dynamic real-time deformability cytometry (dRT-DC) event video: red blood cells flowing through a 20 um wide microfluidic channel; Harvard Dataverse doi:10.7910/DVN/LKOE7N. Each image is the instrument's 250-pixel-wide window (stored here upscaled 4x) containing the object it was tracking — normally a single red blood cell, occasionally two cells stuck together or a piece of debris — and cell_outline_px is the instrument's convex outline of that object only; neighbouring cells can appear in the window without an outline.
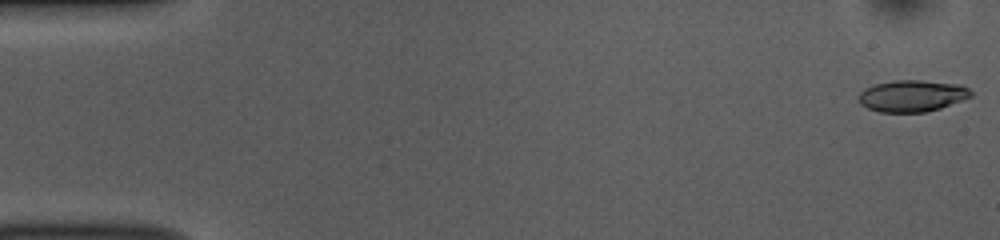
{"species": "common noctule bat (a hibernating species)", "species_latin": "Nyctalus noctula", "temperature_condition": "room temperature", "stored_images_in_passage": 52, "camera_frame_rate_fps": 3000, "um_per_image_px": 0.085, "animal": {"sex": "female", "body_mass_g": 10.0, "forearm_length_mm": 53.1}, "frame": {"image": 1, "passage_image": 1, "time_ms": 0.0, "image_size_px": [1000, 240], "cell_outline_px": [[972, 96], [940, 108], [924, 112], [880, 112], [868, 108], [860, 104], [860, 92], [864, 88], [876, 84], [892, 80], [920, 80], [960, 84], [968, 88], [972, 92]], "centroid_in_image_um": [77.53, 8.14], "position_along_channel_um": 7.5, "area_um2": 20.58}}
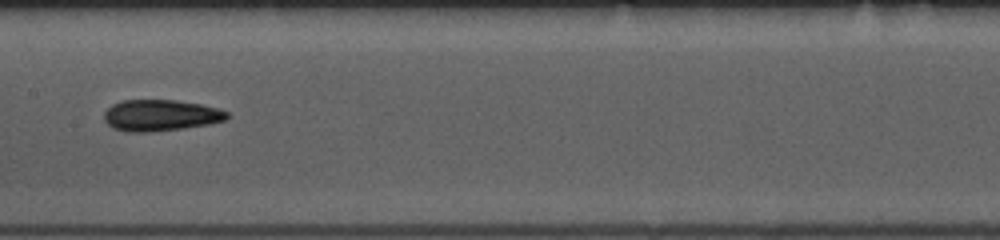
{"frame": {"image": 2, "passage_image": 26, "time_ms": 8.333, "image_size_px": [1000, 240], "cell_outline_px": [[228, 116], [224, 120], [208, 124], [184, 128], [148, 132], [124, 132], [112, 128], [104, 120], [104, 112], [112, 104], [120, 100], [176, 100], [200, 104], [220, 108], [228, 112]], "centroid_in_image_um": [13.61, 9.8], "position_along_channel_um": 193.8, "area_um2": 22.54}}
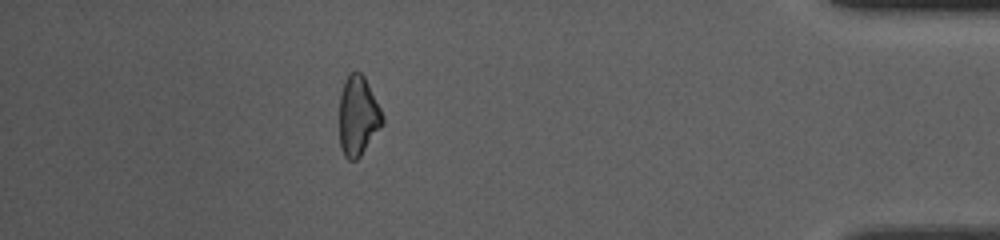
{"frame": {"image": 3, "passage_image": 46, "time_ms": 15.0, "image_size_px": [1000, 240], "cell_outline_px": [[384, 124], [360, 156], [356, 160], [348, 160], [344, 156], [340, 148], [340, 92], [344, 80], [348, 72], [360, 72], [364, 76], [384, 116]], "centroid_in_image_um": [30.43, 9.85], "position_along_channel_um": 404.8, "area_um2": 20.11}, "authors_computed_cell_mechanics": {"area_um2": 21.1259, "velocity_mm_per_s": 3.8739, "shape_relaxation_time_tau1_ms": 4.906, "shape_relaxation_time_tau2_ms": 3.5806, "deformation_change_tau1": 0.1659, "deformation_change_tau2": 0.1273}}